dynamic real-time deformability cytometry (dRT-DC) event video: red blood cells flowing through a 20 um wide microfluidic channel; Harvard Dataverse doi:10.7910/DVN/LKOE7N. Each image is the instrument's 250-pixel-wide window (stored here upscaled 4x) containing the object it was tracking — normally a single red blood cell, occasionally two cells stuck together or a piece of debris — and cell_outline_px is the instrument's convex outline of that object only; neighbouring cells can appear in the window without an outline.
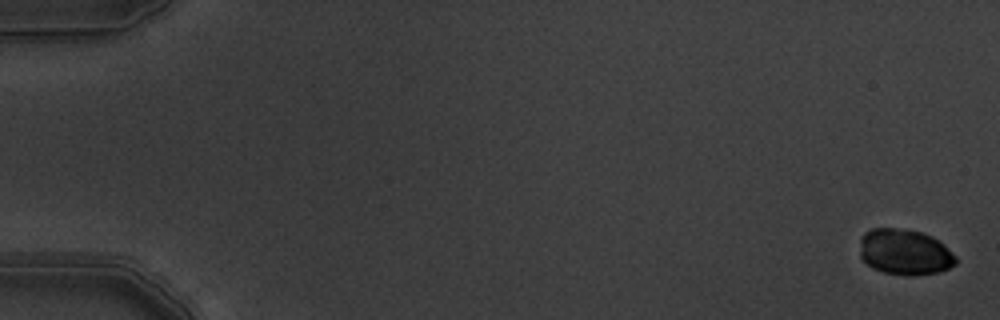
{"species": "common noctule bat (a hibernating species)", "species_latin": "Nyctalus noctula", "temperature_condition": "warm", "stored_images_in_passage": 6, "camera_frame_rate_fps": 3000, "um_per_image_px": 0.085, "animal": {"sex": "male", "body_mass_g": 19.5, "forearm_length_mm": 54.6}, "frame": {"image": 1, "passage_image": 1, "time_ms": 0.0, "image_size_px": [1000, 320], "cell_outline_px": [[956, 264], [940, 272], [912, 276], [908, 276], [884, 272], [872, 268], [860, 256], [860, 240], [864, 232], [872, 228], [896, 228], [920, 232], [932, 236], [944, 244], [956, 256]], "centroid_in_image_um": [76.91, 21.43], "position_along_channel_um": 8.1, "area_um2": 25.72}}